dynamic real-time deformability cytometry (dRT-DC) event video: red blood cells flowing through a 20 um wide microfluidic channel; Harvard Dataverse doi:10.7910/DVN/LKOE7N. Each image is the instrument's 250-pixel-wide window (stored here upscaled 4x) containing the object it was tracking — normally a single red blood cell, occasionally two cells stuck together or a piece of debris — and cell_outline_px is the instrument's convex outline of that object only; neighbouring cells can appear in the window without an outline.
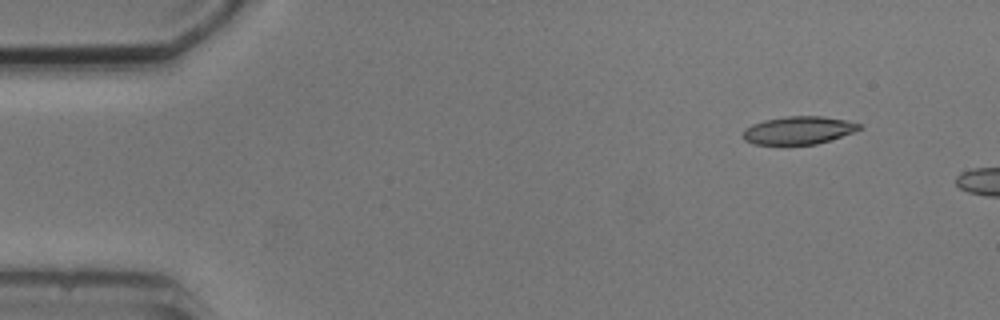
{"species": "common noctule bat (a hibernating species)", "species_latin": "Nyctalus noctula", "temperature_condition": "cold", "stored_images_in_passage": 5, "camera_frame_rate_fps": 3000, "um_per_image_px": 0.085, "animal": {"sex": "male", "body_mass_g": 20.5, "forearm_length_mm": 52.5}, "frame": {"image": 1, "passage_image": 2, "time_ms": 1.0, "image_size_px": [1000, 320], "cell_outline_px": [[864, 128], [816, 144], [752, 144], [744, 140], [740, 136], [744, 128], [752, 124], [764, 120], [788, 116], [824, 116], [864, 124]], "centroid_in_image_um": [67.84, 11.07], "position_along_channel_um": 17.2, "area_um2": 18.96}}